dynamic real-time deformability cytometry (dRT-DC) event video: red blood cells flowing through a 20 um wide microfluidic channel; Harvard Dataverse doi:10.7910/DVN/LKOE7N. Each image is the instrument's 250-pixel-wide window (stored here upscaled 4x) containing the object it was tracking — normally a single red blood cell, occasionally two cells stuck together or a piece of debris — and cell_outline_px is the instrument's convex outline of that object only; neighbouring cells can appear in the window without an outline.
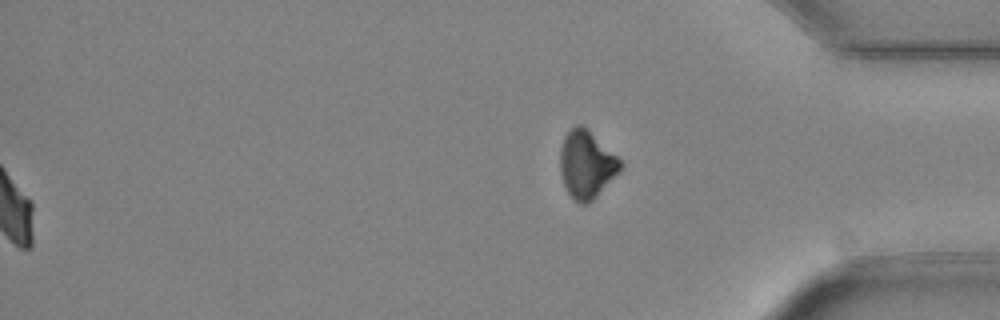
{"species": "Egyptian fruit bat (a non-hibernating species)", "species_latin": "Rousettus aegyptiacus", "temperature_condition": "cold", "stored_images_in_passage": 42, "segment_of_instrument_passage": [2, 2], "camera_frame_rate_fps": 3000, "um_per_image_px": 0.085, "animal": {"sex": "female"}, "frame": {"image": 1, "passage_image": 42, "time_ms": 13.667, "image_size_px": [1000, 320], "cell_outline_px": [[624, 168], [588, 204], [580, 204], [568, 192], [564, 184], [560, 172], [560, 148], [564, 136], [576, 124], [580, 124], [616, 156], [624, 164]], "centroid_in_image_um": [49.85, 14.0], "position_along_channel_um": 385.3, "area_um2": 23.29}}